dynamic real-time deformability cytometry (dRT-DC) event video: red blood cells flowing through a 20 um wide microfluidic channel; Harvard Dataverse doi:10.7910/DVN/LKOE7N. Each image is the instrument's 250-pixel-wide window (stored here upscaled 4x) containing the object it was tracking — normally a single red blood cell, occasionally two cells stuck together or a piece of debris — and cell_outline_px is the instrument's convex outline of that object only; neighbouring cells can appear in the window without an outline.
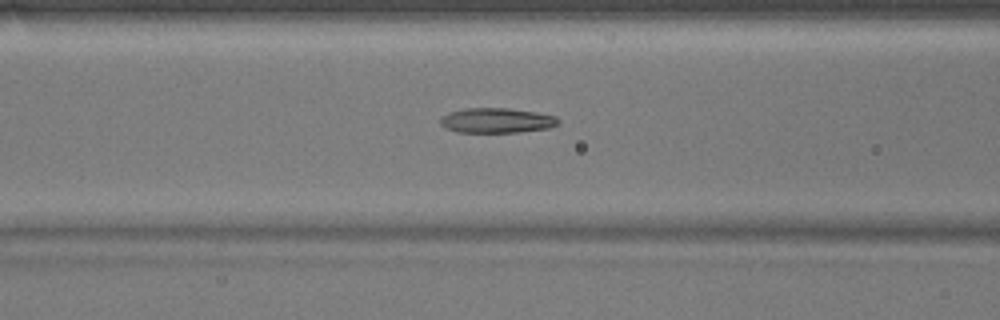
{"species": "common noctule bat (a hibernating species)", "species_latin": "Nyctalus noctula", "temperature_condition": "warm", "stored_images_in_passage": 39, "camera_frame_rate_fps": 3000, "um_per_image_px": 0.085, "animal": {"sex": "male", "body_mass_g": 17.9}, "frame": {"image": 1, "passage_image": 10, "time_ms": 3.0, "image_size_px": [1000, 320], "cell_outline_px": [[560, 124], [548, 128], [520, 132], [456, 132], [444, 128], [440, 124], [440, 116], [448, 112], [468, 108], [508, 108], [536, 112], [556, 116], [560, 120]], "centroid_in_image_um": [42.2, 10.24], "position_along_channel_um": 124.4, "area_um2": 17.34}}
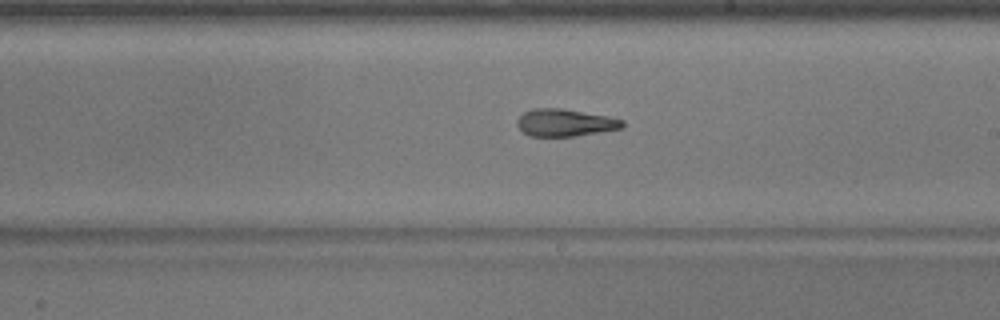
{"frame": {"image": 2, "passage_image": 19, "time_ms": 6.0, "image_size_px": [1000, 320], "cell_outline_px": [[624, 128], [576, 136], [528, 136], [516, 124], [516, 120], [524, 112], [532, 108], [560, 108], [608, 116], [624, 120]], "centroid_in_image_um": [48.03, 10.43], "position_along_channel_um": 241.0, "area_um2": 16.82}}
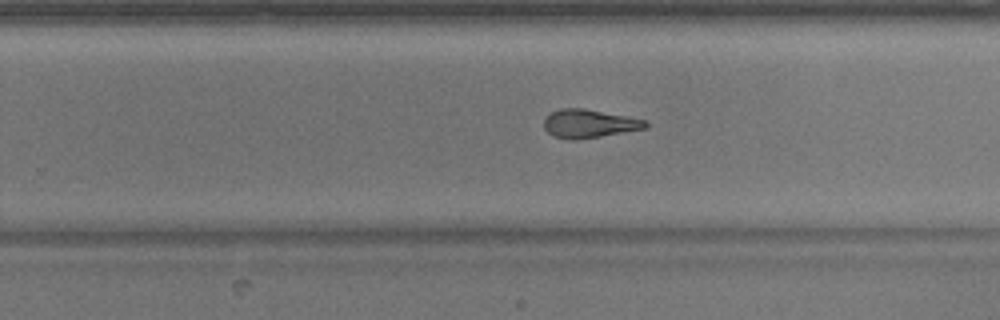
{"frame": {"image": 3, "passage_image": 22, "time_ms": 7.0, "image_size_px": [1000, 320], "cell_outline_px": [[648, 128], [600, 136], [568, 140], [552, 136], [544, 128], [544, 116], [560, 108], [584, 108], [628, 116], [644, 120], [648, 124]], "centroid_in_image_um": [50.04, 10.5], "position_along_channel_um": 279.8, "area_um2": 16.82}, "authors_computed_cell_mechanics": {"area_um2": 17.3978, "velocity_mm_per_s": 3.8886, "shape_relaxation_time_tau1_ms": null, "shape_relaxation_time_tau2_ms": 2.8527, "deformation_change_tau1": null, "deformation_change_tau2": 0.1305}}